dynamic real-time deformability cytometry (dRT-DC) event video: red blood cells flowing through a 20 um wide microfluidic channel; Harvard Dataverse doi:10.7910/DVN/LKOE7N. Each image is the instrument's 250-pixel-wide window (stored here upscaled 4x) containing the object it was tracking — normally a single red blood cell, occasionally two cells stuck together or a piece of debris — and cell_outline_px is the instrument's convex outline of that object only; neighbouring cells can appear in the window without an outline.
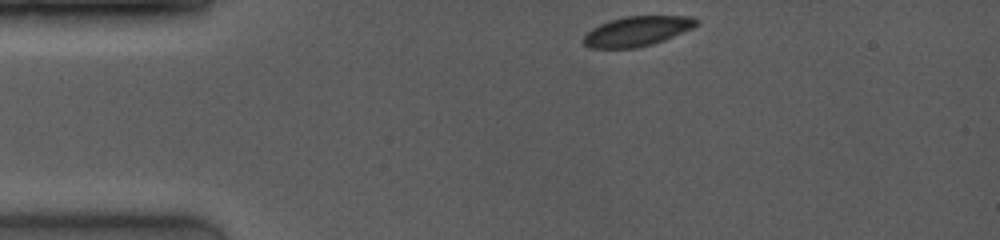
{"species": "common noctule bat (a hibernating species)", "species_latin": "Nyctalus noctula", "temperature_condition": "room temperature", "stored_images_in_passage": 55, "camera_frame_rate_fps": 4000, "um_per_image_px": 0.085, "animal": {"sex": "female", "body_mass_g": 19.0, "forearm_length_mm": 53.3}, "frame": {"image": 1, "passage_image": 1, "time_ms": 0.0, "image_size_px": [1000, 240], "cell_outline_px": [[700, 20], [692, 28], [664, 40], [652, 44], [636, 48], [588, 48], [580, 40], [592, 28], [608, 20], [624, 16], [692, 16]], "centroid_in_image_um": [54.11, 2.65], "position_along_channel_um": 30.9, "area_um2": 19.71}}
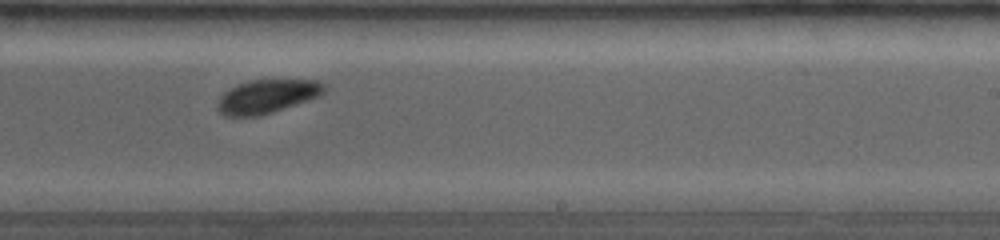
{"frame": {"image": 2, "passage_image": 31, "time_ms": 7.0, "image_size_px": [1000, 240], "cell_outline_px": [[324, 92], [320, 96], [260, 116], [224, 116], [216, 108], [216, 104], [220, 96], [224, 92], [236, 84], [248, 80], [320, 80], [324, 84]], "centroid_in_image_um": [22.66, 8.19], "position_along_channel_um": 266.3, "area_um2": 20.98}}
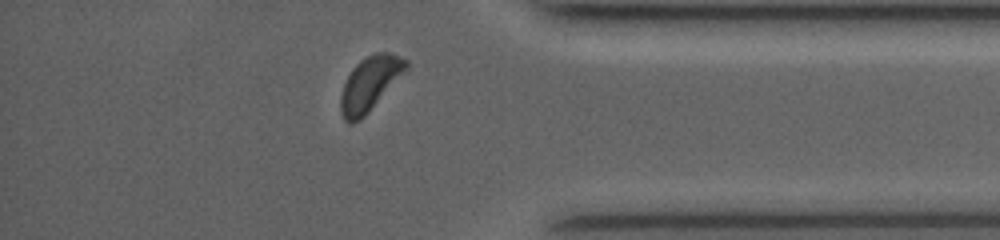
{"frame": {"image": 3, "passage_image": 50, "time_ms": 10.5, "image_size_px": [1000, 240], "cell_outline_px": [[408, 68], [368, 112], [360, 120], [352, 124], [348, 124], [344, 120], [340, 112], [340, 96], [344, 84], [352, 68], [360, 60], [376, 52], [392, 52], [408, 60]], "centroid_in_image_um": [31.42, 7.11], "position_along_channel_um": 403.8, "area_um2": 20.58}, "authors_computed_cell_mechanics": {"area_um2": 21.0392, "velocity_mm_per_s": 4.0965, "shape_relaxation_time_tau1_ms": 1.9434, "shape_relaxation_time_tau2_ms": 9.149, "deformation_change_tau1": 0.1073, "deformation_change_tau2": 0.1219}}